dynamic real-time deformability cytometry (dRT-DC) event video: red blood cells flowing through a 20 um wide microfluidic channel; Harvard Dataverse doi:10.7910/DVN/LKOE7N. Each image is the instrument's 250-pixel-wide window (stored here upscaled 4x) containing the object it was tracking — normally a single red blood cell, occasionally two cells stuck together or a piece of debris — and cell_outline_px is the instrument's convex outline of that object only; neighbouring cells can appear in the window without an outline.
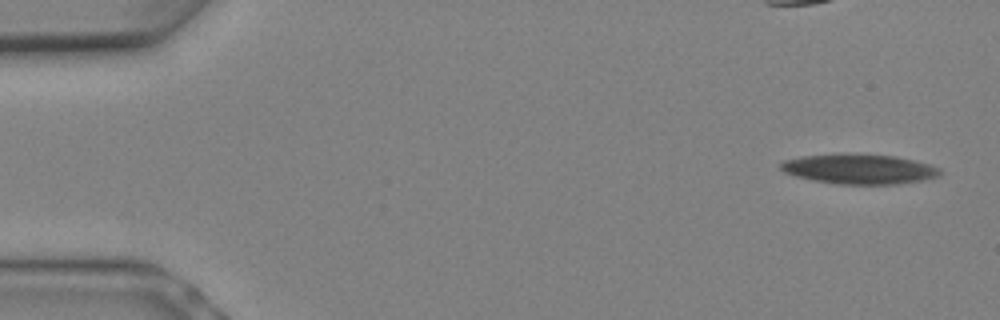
{"species": "Egyptian fruit bat (a non-hibernating species)", "species_latin": "Rousettus aegyptiacus", "temperature_condition": "warm", "stored_images_in_passage": 8, "camera_frame_rate_fps": 3000, "um_per_image_px": 0.085, "animal": {"sex": "female"}, "frame": {"image": 1, "passage_image": 1, "time_ms": 0.0, "image_size_px": [1000, 320], "cell_outline_px": [[940, 172], [936, 176], [924, 180], [896, 184], [840, 184], [812, 180], [796, 176], [784, 172], [780, 168], [780, 164], [784, 160], [800, 156], [840, 152], [844, 152], [896, 156], [928, 164], [940, 168]], "centroid_in_image_um": [72.97, 14.34], "position_along_channel_um": 12.0, "area_um2": 28.03}}